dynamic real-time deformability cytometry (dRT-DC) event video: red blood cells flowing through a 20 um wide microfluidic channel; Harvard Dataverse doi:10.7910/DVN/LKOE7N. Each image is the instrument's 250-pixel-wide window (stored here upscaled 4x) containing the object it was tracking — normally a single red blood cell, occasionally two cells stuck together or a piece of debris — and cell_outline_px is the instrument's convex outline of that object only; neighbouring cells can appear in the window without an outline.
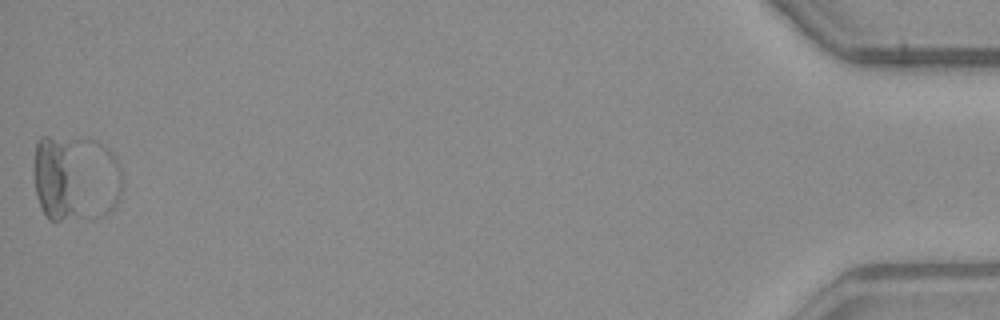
{"species": "common noctule bat (a hibernating species)", "species_latin": "Nyctalus noctula", "temperature_condition": "warm", "stored_images_in_passage": 51, "segment_of_instrument_passage": [2, 2], "camera_frame_rate_fps": 3000, "um_per_image_px": 0.085, "animal": {"sex": "male", "body_mass_g": 23.1, "forearm_length_mm": 52.7}, "frame": {"image": 1, "passage_image": 51, "time_ms": 16.667, "image_size_px": [1000, 320], "cell_outline_px": [[120, 196], [116, 204], [104, 216], [96, 216], [88, 140], [96, 140], [108, 148], [116, 156], [120, 168]], "centroid_in_image_um": [8.86, 15.08], "position_along_channel_um": 426.3, "area_um2": 12.72}}